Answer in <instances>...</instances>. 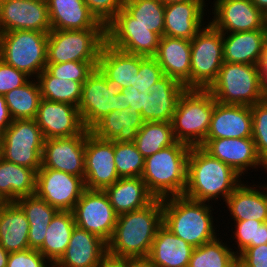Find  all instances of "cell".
I'll return each instance as SVG.
<instances>
[{"mask_svg": "<svg viewBox=\"0 0 267 267\" xmlns=\"http://www.w3.org/2000/svg\"><path fill=\"white\" fill-rule=\"evenodd\" d=\"M163 224V199L118 216L113 234L107 242V254L117 258H147Z\"/></svg>", "mask_w": 267, "mask_h": 267, "instance_id": "6da1fadb", "label": "cell"}, {"mask_svg": "<svg viewBox=\"0 0 267 267\" xmlns=\"http://www.w3.org/2000/svg\"><path fill=\"white\" fill-rule=\"evenodd\" d=\"M240 177L234 169L210 156L201 147H191L183 196L208 203L212 200L216 202L218 198L225 202L242 183Z\"/></svg>", "mask_w": 267, "mask_h": 267, "instance_id": "7a4b0ae2", "label": "cell"}, {"mask_svg": "<svg viewBox=\"0 0 267 267\" xmlns=\"http://www.w3.org/2000/svg\"><path fill=\"white\" fill-rule=\"evenodd\" d=\"M212 211L210 203L183 195L164 198L163 225L194 248L199 247L220 234L214 227Z\"/></svg>", "mask_w": 267, "mask_h": 267, "instance_id": "3957f363", "label": "cell"}, {"mask_svg": "<svg viewBox=\"0 0 267 267\" xmlns=\"http://www.w3.org/2000/svg\"><path fill=\"white\" fill-rule=\"evenodd\" d=\"M190 146L176 142L144 161L141 178L157 199L183 195L187 184V161Z\"/></svg>", "mask_w": 267, "mask_h": 267, "instance_id": "277c9868", "label": "cell"}, {"mask_svg": "<svg viewBox=\"0 0 267 267\" xmlns=\"http://www.w3.org/2000/svg\"><path fill=\"white\" fill-rule=\"evenodd\" d=\"M214 106L215 99L208 90L186 89L172 118L176 141L200 147L207 137Z\"/></svg>", "mask_w": 267, "mask_h": 267, "instance_id": "5b68a950", "label": "cell"}, {"mask_svg": "<svg viewBox=\"0 0 267 267\" xmlns=\"http://www.w3.org/2000/svg\"><path fill=\"white\" fill-rule=\"evenodd\" d=\"M207 90L223 104L252 106L265 99L257 65L223 62L217 78Z\"/></svg>", "mask_w": 267, "mask_h": 267, "instance_id": "8992f818", "label": "cell"}, {"mask_svg": "<svg viewBox=\"0 0 267 267\" xmlns=\"http://www.w3.org/2000/svg\"><path fill=\"white\" fill-rule=\"evenodd\" d=\"M48 32L13 30L0 35V59L37 78L47 66Z\"/></svg>", "mask_w": 267, "mask_h": 267, "instance_id": "52a82bcc", "label": "cell"}, {"mask_svg": "<svg viewBox=\"0 0 267 267\" xmlns=\"http://www.w3.org/2000/svg\"><path fill=\"white\" fill-rule=\"evenodd\" d=\"M105 42V28L51 29L47 40V64L71 61L98 62Z\"/></svg>", "mask_w": 267, "mask_h": 267, "instance_id": "ba28073f", "label": "cell"}, {"mask_svg": "<svg viewBox=\"0 0 267 267\" xmlns=\"http://www.w3.org/2000/svg\"><path fill=\"white\" fill-rule=\"evenodd\" d=\"M121 90L118 82L107 80L98 68L94 69L83 83L82 96L78 105L86 129L90 130L111 111L130 108Z\"/></svg>", "mask_w": 267, "mask_h": 267, "instance_id": "9c48e42d", "label": "cell"}, {"mask_svg": "<svg viewBox=\"0 0 267 267\" xmlns=\"http://www.w3.org/2000/svg\"><path fill=\"white\" fill-rule=\"evenodd\" d=\"M223 62V33L208 23L191 40V89L207 90Z\"/></svg>", "mask_w": 267, "mask_h": 267, "instance_id": "30bf717a", "label": "cell"}, {"mask_svg": "<svg viewBox=\"0 0 267 267\" xmlns=\"http://www.w3.org/2000/svg\"><path fill=\"white\" fill-rule=\"evenodd\" d=\"M44 137L35 119H15L2 133V157L35 172L41 167Z\"/></svg>", "mask_w": 267, "mask_h": 267, "instance_id": "8fae6325", "label": "cell"}, {"mask_svg": "<svg viewBox=\"0 0 267 267\" xmlns=\"http://www.w3.org/2000/svg\"><path fill=\"white\" fill-rule=\"evenodd\" d=\"M77 227L110 240L118 215L104 190L85 189L72 210Z\"/></svg>", "mask_w": 267, "mask_h": 267, "instance_id": "7c38bea8", "label": "cell"}, {"mask_svg": "<svg viewBox=\"0 0 267 267\" xmlns=\"http://www.w3.org/2000/svg\"><path fill=\"white\" fill-rule=\"evenodd\" d=\"M85 189L82 177L49 168L36 172L35 194L58 211H72Z\"/></svg>", "mask_w": 267, "mask_h": 267, "instance_id": "4fadbf2b", "label": "cell"}, {"mask_svg": "<svg viewBox=\"0 0 267 267\" xmlns=\"http://www.w3.org/2000/svg\"><path fill=\"white\" fill-rule=\"evenodd\" d=\"M90 130L71 137L44 139L41 167L85 177V144Z\"/></svg>", "mask_w": 267, "mask_h": 267, "instance_id": "5bb4252c", "label": "cell"}, {"mask_svg": "<svg viewBox=\"0 0 267 267\" xmlns=\"http://www.w3.org/2000/svg\"><path fill=\"white\" fill-rule=\"evenodd\" d=\"M114 141L104 140L89 132L85 144V188L105 190L118 179L114 162Z\"/></svg>", "mask_w": 267, "mask_h": 267, "instance_id": "9a60e30c", "label": "cell"}, {"mask_svg": "<svg viewBox=\"0 0 267 267\" xmlns=\"http://www.w3.org/2000/svg\"><path fill=\"white\" fill-rule=\"evenodd\" d=\"M209 23L222 33L267 29V16L251 0H214ZM214 11V12H213Z\"/></svg>", "mask_w": 267, "mask_h": 267, "instance_id": "2e32d148", "label": "cell"}, {"mask_svg": "<svg viewBox=\"0 0 267 267\" xmlns=\"http://www.w3.org/2000/svg\"><path fill=\"white\" fill-rule=\"evenodd\" d=\"M0 29L49 32L52 27L46 0H0Z\"/></svg>", "mask_w": 267, "mask_h": 267, "instance_id": "e0dca14e", "label": "cell"}, {"mask_svg": "<svg viewBox=\"0 0 267 267\" xmlns=\"http://www.w3.org/2000/svg\"><path fill=\"white\" fill-rule=\"evenodd\" d=\"M200 147L210 156L230 166L240 176L246 172L248 174L250 168L261 167L267 171V165L258 156L252 137L205 139Z\"/></svg>", "mask_w": 267, "mask_h": 267, "instance_id": "ac0fdd59", "label": "cell"}, {"mask_svg": "<svg viewBox=\"0 0 267 267\" xmlns=\"http://www.w3.org/2000/svg\"><path fill=\"white\" fill-rule=\"evenodd\" d=\"M35 121L44 139L76 136L86 129L78 107L47 99H41Z\"/></svg>", "mask_w": 267, "mask_h": 267, "instance_id": "d6986e66", "label": "cell"}, {"mask_svg": "<svg viewBox=\"0 0 267 267\" xmlns=\"http://www.w3.org/2000/svg\"><path fill=\"white\" fill-rule=\"evenodd\" d=\"M186 87L164 75L143 93L142 118L145 122H172L176 105Z\"/></svg>", "mask_w": 267, "mask_h": 267, "instance_id": "ffe728a7", "label": "cell"}, {"mask_svg": "<svg viewBox=\"0 0 267 267\" xmlns=\"http://www.w3.org/2000/svg\"><path fill=\"white\" fill-rule=\"evenodd\" d=\"M205 0H190L165 4L163 36L192 40L205 26Z\"/></svg>", "mask_w": 267, "mask_h": 267, "instance_id": "44dd1931", "label": "cell"}, {"mask_svg": "<svg viewBox=\"0 0 267 267\" xmlns=\"http://www.w3.org/2000/svg\"><path fill=\"white\" fill-rule=\"evenodd\" d=\"M250 106L223 104L215 100L206 139L252 137Z\"/></svg>", "mask_w": 267, "mask_h": 267, "instance_id": "7402d4cb", "label": "cell"}, {"mask_svg": "<svg viewBox=\"0 0 267 267\" xmlns=\"http://www.w3.org/2000/svg\"><path fill=\"white\" fill-rule=\"evenodd\" d=\"M107 255V243L95 234L77 226L56 267H99Z\"/></svg>", "mask_w": 267, "mask_h": 267, "instance_id": "603a6c76", "label": "cell"}, {"mask_svg": "<svg viewBox=\"0 0 267 267\" xmlns=\"http://www.w3.org/2000/svg\"><path fill=\"white\" fill-rule=\"evenodd\" d=\"M106 43L128 54L154 57L160 36L142 25H106Z\"/></svg>", "mask_w": 267, "mask_h": 267, "instance_id": "cb8c5ba5", "label": "cell"}, {"mask_svg": "<svg viewBox=\"0 0 267 267\" xmlns=\"http://www.w3.org/2000/svg\"><path fill=\"white\" fill-rule=\"evenodd\" d=\"M154 58L164 75L191 89V40L162 36Z\"/></svg>", "mask_w": 267, "mask_h": 267, "instance_id": "d4e9b609", "label": "cell"}, {"mask_svg": "<svg viewBox=\"0 0 267 267\" xmlns=\"http://www.w3.org/2000/svg\"><path fill=\"white\" fill-rule=\"evenodd\" d=\"M267 29L223 33L224 62L260 65Z\"/></svg>", "mask_w": 267, "mask_h": 267, "instance_id": "484cf974", "label": "cell"}, {"mask_svg": "<svg viewBox=\"0 0 267 267\" xmlns=\"http://www.w3.org/2000/svg\"><path fill=\"white\" fill-rule=\"evenodd\" d=\"M193 250L192 245L162 224L146 259L153 267H188Z\"/></svg>", "mask_w": 267, "mask_h": 267, "instance_id": "4316f807", "label": "cell"}, {"mask_svg": "<svg viewBox=\"0 0 267 267\" xmlns=\"http://www.w3.org/2000/svg\"><path fill=\"white\" fill-rule=\"evenodd\" d=\"M52 29L84 30L105 28L84 0H46Z\"/></svg>", "mask_w": 267, "mask_h": 267, "instance_id": "83f0119b", "label": "cell"}, {"mask_svg": "<svg viewBox=\"0 0 267 267\" xmlns=\"http://www.w3.org/2000/svg\"><path fill=\"white\" fill-rule=\"evenodd\" d=\"M165 4L160 0H125L107 25H142L160 37L164 34Z\"/></svg>", "mask_w": 267, "mask_h": 267, "instance_id": "f1b7e54d", "label": "cell"}, {"mask_svg": "<svg viewBox=\"0 0 267 267\" xmlns=\"http://www.w3.org/2000/svg\"><path fill=\"white\" fill-rule=\"evenodd\" d=\"M225 205L234 221L267 222V193L263 185L250 186L242 181L225 200Z\"/></svg>", "mask_w": 267, "mask_h": 267, "instance_id": "f546056e", "label": "cell"}, {"mask_svg": "<svg viewBox=\"0 0 267 267\" xmlns=\"http://www.w3.org/2000/svg\"><path fill=\"white\" fill-rule=\"evenodd\" d=\"M144 56L128 54L103 44L97 68L109 81H116L121 88H129L136 83V76L140 69V62Z\"/></svg>", "mask_w": 267, "mask_h": 267, "instance_id": "4dcf8cb0", "label": "cell"}, {"mask_svg": "<svg viewBox=\"0 0 267 267\" xmlns=\"http://www.w3.org/2000/svg\"><path fill=\"white\" fill-rule=\"evenodd\" d=\"M104 191L118 216L141 209L155 199L141 177L119 178Z\"/></svg>", "mask_w": 267, "mask_h": 267, "instance_id": "1f68e13d", "label": "cell"}, {"mask_svg": "<svg viewBox=\"0 0 267 267\" xmlns=\"http://www.w3.org/2000/svg\"><path fill=\"white\" fill-rule=\"evenodd\" d=\"M144 122L141 113L138 111L131 113L128 109L114 110L100 119L90 129V132L104 140L134 142L138 130Z\"/></svg>", "mask_w": 267, "mask_h": 267, "instance_id": "d6a6232c", "label": "cell"}, {"mask_svg": "<svg viewBox=\"0 0 267 267\" xmlns=\"http://www.w3.org/2000/svg\"><path fill=\"white\" fill-rule=\"evenodd\" d=\"M29 222L15 203H0V245L8 252L29 249Z\"/></svg>", "mask_w": 267, "mask_h": 267, "instance_id": "836d02e7", "label": "cell"}, {"mask_svg": "<svg viewBox=\"0 0 267 267\" xmlns=\"http://www.w3.org/2000/svg\"><path fill=\"white\" fill-rule=\"evenodd\" d=\"M36 172L0 158V202H15L18 198L34 195Z\"/></svg>", "mask_w": 267, "mask_h": 267, "instance_id": "e575fe53", "label": "cell"}, {"mask_svg": "<svg viewBox=\"0 0 267 267\" xmlns=\"http://www.w3.org/2000/svg\"><path fill=\"white\" fill-rule=\"evenodd\" d=\"M15 203L23 210L29 222V248L38 250L44 242L48 225L58 210L36 194L18 198Z\"/></svg>", "mask_w": 267, "mask_h": 267, "instance_id": "d590c367", "label": "cell"}, {"mask_svg": "<svg viewBox=\"0 0 267 267\" xmlns=\"http://www.w3.org/2000/svg\"><path fill=\"white\" fill-rule=\"evenodd\" d=\"M75 226L72 211H58L52 218L44 242L38 249L52 265L64 254Z\"/></svg>", "mask_w": 267, "mask_h": 267, "instance_id": "8d00e7d4", "label": "cell"}, {"mask_svg": "<svg viewBox=\"0 0 267 267\" xmlns=\"http://www.w3.org/2000/svg\"><path fill=\"white\" fill-rule=\"evenodd\" d=\"M4 98L13 120L35 119L42 99L39 83L31 78L25 85L6 93Z\"/></svg>", "mask_w": 267, "mask_h": 267, "instance_id": "74e56055", "label": "cell"}, {"mask_svg": "<svg viewBox=\"0 0 267 267\" xmlns=\"http://www.w3.org/2000/svg\"><path fill=\"white\" fill-rule=\"evenodd\" d=\"M172 122H144L134 143L144 158L176 143Z\"/></svg>", "mask_w": 267, "mask_h": 267, "instance_id": "f35d334b", "label": "cell"}, {"mask_svg": "<svg viewBox=\"0 0 267 267\" xmlns=\"http://www.w3.org/2000/svg\"><path fill=\"white\" fill-rule=\"evenodd\" d=\"M36 79L40 86L42 99L78 107L82 96V83L54 77L46 68Z\"/></svg>", "mask_w": 267, "mask_h": 267, "instance_id": "ab89813d", "label": "cell"}, {"mask_svg": "<svg viewBox=\"0 0 267 267\" xmlns=\"http://www.w3.org/2000/svg\"><path fill=\"white\" fill-rule=\"evenodd\" d=\"M220 238L195 247L188 267H234L237 255Z\"/></svg>", "mask_w": 267, "mask_h": 267, "instance_id": "60d3db41", "label": "cell"}, {"mask_svg": "<svg viewBox=\"0 0 267 267\" xmlns=\"http://www.w3.org/2000/svg\"><path fill=\"white\" fill-rule=\"evenodd\" d=\"M114 162L119 178L141 177L145 158L134 142L114 141Z\"/></svg>", "mask_w": 267, "mask_h": 267, "instance_id": "b9f144b4", "label": "cell"}, {"mask_svg": "<svg viewBox=\"0 0 267 267\" xmlns=\"http://www.w3.org/2000/svg\"><path fill=\"white\" fill-rule=\"evenodd\" d=\"M235 229L233 240L236 239L235 243L237 248L234 247L235 254L238 256L248 247L258 246L261 244H267V222H261L257 220H245V221H234Z\"/></svg>", "mask_w": 267, "mask_h": 267, "instance_id": "7bdbcfd3", "label": "cell"}, {"mask_svg": "<svg viewBox=\"0 0 267 267\" xmlns=\"http://www.w3.org/2000/svg\"><path fill=\"white\" fill-rule=\"evenodd\" d=\"M252 113V138L258 156L267 165V100L250 106Z\"/></svg>", "mask_w": 267, "mask_h": 267, "instance_id": "ee69618b", "label": "cell"}, {"mask_svg": "<svg viewBox=\"0 0 267 267\" xmlns=\"http://www.w3.org/2000/svg\"><path fill=\"white\" fill-rule=\"evenodd\" d=\"M98 62L71 61L58 64H47L46 69L57 78L84 83L97 68Z\"/></svg>", "mask_w": 267, "mask_h": 267, "instance_id": "f6af8a7d", "label": "cell"}, {"mask_svg": "<svg viewBox=\"0 0 267 267\" xmlns=\"http://www.w3.org/2000/svg\"><path fill=\"white\" fill-rule=\"evenodd\" d=\"M164 76L163 70L154 57H145L140 62V69L134 86L139 92H148V89Z\"/></svg>", "mask_w": 267, "mask_h": 267, "instance_id": "bcb514c9", "label": "cell"}, {"mask_svg": "<svg viewBox=\"0 0 267 267\" xmlns=\"http://www.w3.org/2000/svg\"><path fill=\"white\" fill-rule=\"evenodd\" d=\"M25 72L17 70L0 59V94L5 95L13 89L25 85L29 80Z\"/></svg>", "mask_w": 267, "mask_h": 267, "instance_id": "7dc6e473", "label": "cell"}, {"mask_svg": "<svg viewBox=\"0 0 267 267\" xmlns=\"http://www.w3.org/2000/svg\"><path fill=\"white\" fill-rule=\"evenodd\" d=\"M91 13L106 26L124 7L125 0H84Z\"/></svg>", "mask_w": 267, "mask_h": 267, "instance_id": "c3c4849f", "label": "cell"}, {"mask_svg": "<svg viewBox=\"0 0 267 267\" xmlns=\"http://www.w3.org/2000/svg\"><path fill=\"white\" fill-rule=\"evenodd\" d=\"M52 264L38 251L26 249L9 253L7 267H51Z\"/></svg>", "mask_w": 267, "mask_h": 267, "instance_id": "681fc988", "label": "cell"}, {"mask_svg": "<svg viewBox=\"0 0 267 267\" xmlns=\"http://www.w3.org/2000/svg\"><path fill=\"white\" fill-rule=\"evenodd\" d=\"M244 267H267V244L248 247L237 256Z\"/></svg>", "mask_w": 267, "mask_h": 267, "instance_id": "f907efd6", "label": "cell"}, {"mask_svg": "<svg viewBox=\"0 0 267 267\" xmlns=\"http://www.w3.org/2000/svg\"><path fill=\"white\" fill-rule=\"evenodd\" d=\"M121 93L126 97L127 105H130L129 112H142L143 93L139 92L134 87L122 88Z\"/></svg>", "mask_w": 267, "mask_h": 267, "instance_id": "816d5d0a", "label": "cell"}, {"mask_svg": "<svg viewBox=\"0 0 267 267\" xmlns=\"http://www.w3.org/2000/svg\"><path fill=\"white\" fill-rule=\"evenodd\" d=\"M8 106L5 102L4 95L0 94V133L2 134L12 123Z\"/></svg>", "mask_w": 267, "mask_h": 267, "instance_id": "f5cc1de1", "label": "cell"}, {"mask_svg": "<svg viewBox=\"0 0 267 267\" xmlns=\"http://www.w3.org/2000/svg\"><path fill=\"white\" fill-rule=\"evenodd\" d=\"M261 92L267 100V43L264 45L263 55L260 62Z\"/></svg>", "mask_w": 267, "mask_h": 267, "instance_id": "db71d44e", "label": "cell"}, {"mask_svg": "<svg viewBox=\"0 0 267 267\" xmlns=\"http://www.w3.org/2000/svg\"><path fill=\"white\" fill-rule=\"evenodd\" d=\"M99 267H127V258H117L107 254Z\"/></svg>", "mask_w": 267, "mask_h": 267, "instance_id": "11a10c76", "label": "cell"}, {"mask_svg": "<svg viewBox=\"0 0 267 267\" xmlns=\"http://www.w3.org/2000/svg\"><path fill=\"white\" fill-rule=\"evenodd\" d=\"M127 267H153L146 258H127Z\"/></svg>", "mask_w": 267, "mask_h": 267, "instance_id": "9f6ffc18", "label": "cell"}, {"mask_svg": "<svg viewBox=\"0 0 267 267\" xmlns=\"http://www.w3.org/2000/svg\"><path fill=\"white\" fill-rule=\"evenodd\" d=\"M9 253L0 245V267H7Z\"/></svg>", "mask_w": 267, "mask_h": 267, "instance_id": "6f0895ef", "label": "cell"}, {"mask_svg": "<svg viewBox=\"0 0 267 267\" xmlns=\"http://www.w3.org/2000/svg\"><path fill=\"white\" fill-rule=\"evenodd\" d=\"M251 2L267 16V0H251Z\"/></svg>", "mask_w": 267, "mask_h": 267, "instance_id": "680465c9", "label": "cell"}, {"mask_svg": "<svg viewBox=\"0 0 267 267\" xmlns=\"http://www.w3.org/2000/svg\"><path fill=\"white\" fill-rule=\"evenodd\" d=\"M160 1H162L164 4H167V3H175V2L190 1V0H160Z\"/></svg>", "mask_w": 267, "mask_h": 267, "instance_id": "91938a15", "label": "cell"}, {"mask_svg": "<svg viewBox=\"0 0 267 267\" xmlns=\"http://www.w3.org/2000/svg\"><path fill=\"white\" fill-rule=\"evenodd\" d=\"M2 157V134L0 133V158Z\"/></svg>", "mask_w": 267, "mask_h": 267, "instance_id": "94428289", "label": "cell"}, {"mask_svg": "<svg viewBox=\"0 0 267 267\" xmlns=\"http://www.w3.org/2000/svg\"><path fill=\"white\" fill-rule=\"evenodd\" d=\"M234 267H244V266L237 260Z\"/></svg>", "mask_w": 267, "mask_h": 267, "instance_id": "6125c7cd", "label": "cell"}, {"mask_svg": "<svg viewBox=\"0 0 267 267\" xmlns=\"http://www.w3.org/2000/svg\"><path fill=\"white\" fill-rule=\"evenodd\" d=\"M265 187L266 193H267V183L263 185Z\"/></svg>", "mask_w": 267, "mask_h": 267, "instance_id": "be15d7a7", "label": "cell"}]
</instances>
